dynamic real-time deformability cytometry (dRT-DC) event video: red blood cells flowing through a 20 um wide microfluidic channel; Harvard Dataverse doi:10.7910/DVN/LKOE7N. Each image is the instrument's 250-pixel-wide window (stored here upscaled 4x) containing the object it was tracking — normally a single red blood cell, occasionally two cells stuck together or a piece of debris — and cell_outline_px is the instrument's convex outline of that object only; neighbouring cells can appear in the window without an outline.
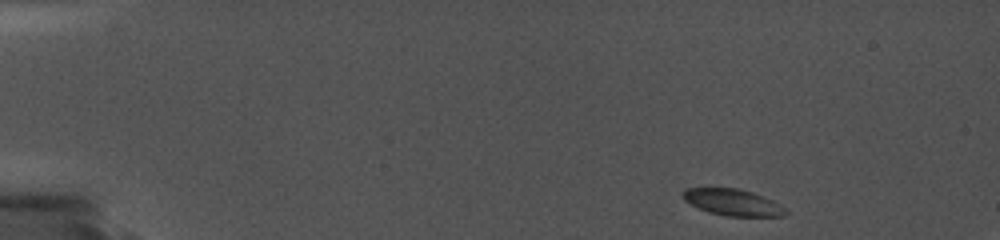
{"species": "common noctule bat (a hibernating species)", "species_latin": "Nyctalus noctula", "temperature_condition": "cold", "stored_images_in_passage": 37, "camera_frame_rate_fps": 5000, "um_per_image_px": 0.085, "animal": {"sex": "female", "body_mass_g": 19.0, "forearm_length_mm": 56.7}, "frame": {"image": 1, "passage_image": 1, "time_ms": 0.0, "image_size_px": [1000, 240], "cell_outline_px": [[788, 212], [784, 216], [728, 216], [708, 212], [684, 200], [684, 188], [740, 188], [752, 192], [772, 200], [780, 204]], "centroid_in_image_um": [62.31, 17.19], "position_along_channel_um": 22.7, "area_um2": 15.66}}
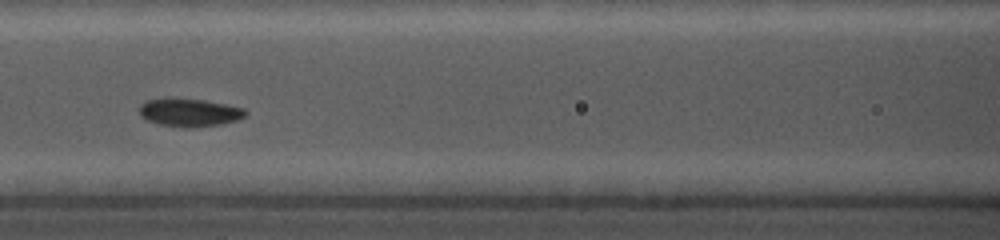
{"frame": {"image": 2, "passage_image": 20, "time_ms": 6.6, "image_size_px": [1000, 240], "cell_outline_px": [[248, 112], [244, 116], [236, 120], [220, 124], [184, 128], [160, 124], [148, 120], [140, 116], [140, 104], [144, 100], [168, 96], [172, 96], [204, 100], [244, 108]], "centroid_in_image_um": [16.04, 9.52], "position_along_channel_um": 150.6, "area_um2": 17.63}}
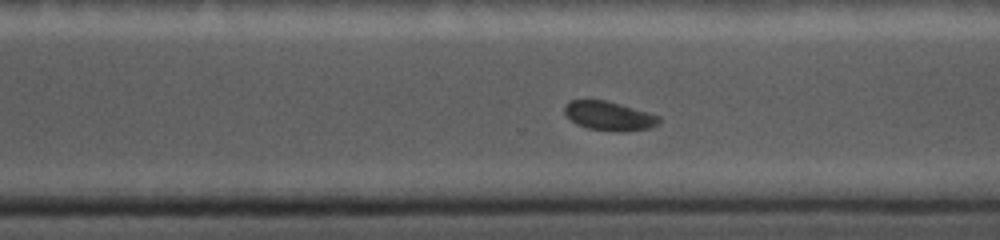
{"frame": {"image": 3, "passage_image": 33, "time_ms": 11.2, "image_size_px": [1000, 240], "cell_outline_px": [[660, 124], [648, 128], [620, 132], [616, 132], [588, 128], [576, 124], [564, 112], [564, 104], [568, 100], [604, 100], [620, 104], [648, 112], [660, 116]], "centroid_in_image_um": [51.77, 9.85], "position_along_channel_um": 318.8, "area_um2": 16.01}}